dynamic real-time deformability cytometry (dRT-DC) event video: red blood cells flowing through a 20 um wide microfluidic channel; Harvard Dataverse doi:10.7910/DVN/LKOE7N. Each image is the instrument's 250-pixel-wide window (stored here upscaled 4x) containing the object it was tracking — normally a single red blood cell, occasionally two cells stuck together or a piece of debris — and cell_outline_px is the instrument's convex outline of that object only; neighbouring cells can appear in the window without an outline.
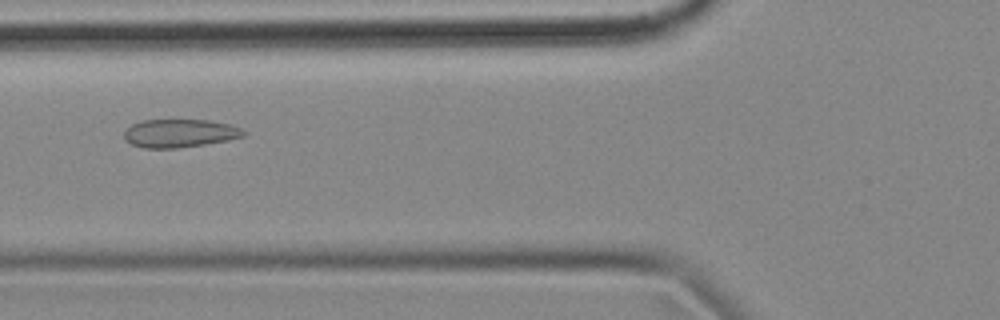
{"species": "common noctule bat (a hibernating species)", "species_latin": "Nyctalus noctula", "temperature_condition": "cold", "stored_images_in_passage": 42, "camera_frame_rate_fps": 3000, "um_per_image_px": 0.085, "animal": {"sex": "female", "body_mass_g": 18.4}, "frame": {"image": 1, "passage_image": 7, "time_ms": 2.0, "image_size_px": [1000, 320], "cell_outline_px": [[248, 132], [244, 136], [228, 140], [204, 144], [176, 148], [144, 148], [132, 144], [124, 140], [124, 132], [132, 124], [140, 120], [208, 120], [232, 124]], "centroid_in_image_um": [15.29, 11.32], "position_along_channel_um": 110.5, "area_um2": 19.71}}
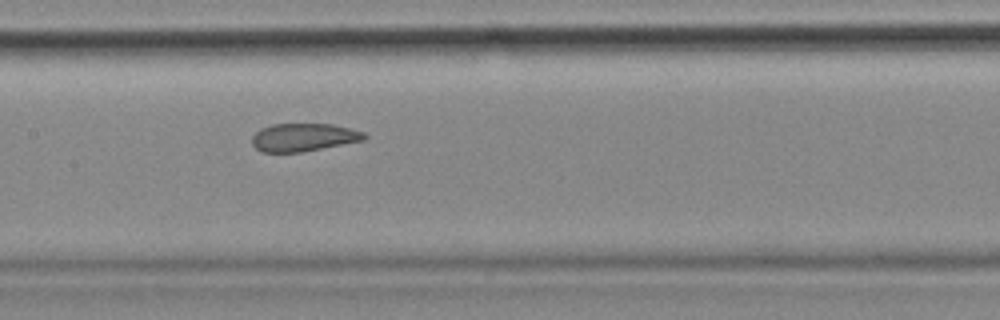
{"frame": {"image": 2, "passage_image": 13, "time_ms": 4.0, "image_size_px": [1000, 320], "cell_outline_px": [[368, 136], [364, 140], [300, 152], [260, 152], [252, 144], [252, 136], [260, 128], [272, 124], [332, 124], [364, 132]], "centroid_in_image_um": [25.77, 11.67], "position_along_channel_um": 181.6, "area_um2": 18.21}}
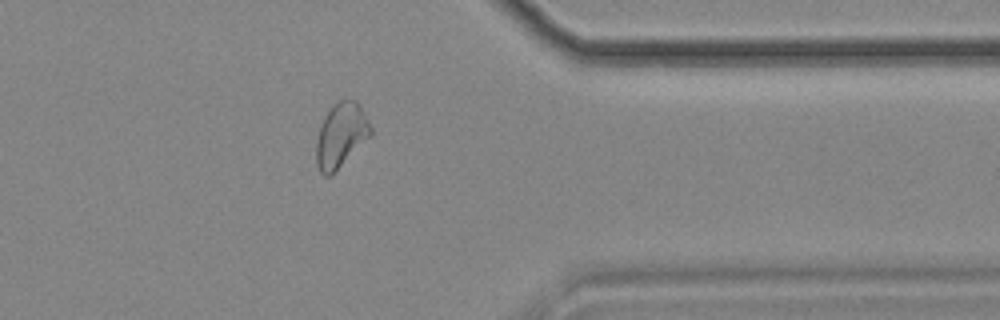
{"frame": {"image": 3, "passage_image": 31, "time_ms": 10.0, "image_size_px": [1000, 320], "cell_outline_px": [[372, 136], [328, 176], [324, 176], [320, 172], [316, 164], [316, 140], [320, 124], [324, 116], [332, 104], [340, 100], [356, 100], [360, 104], [372, 128]], "centroid_in_image_um": [28.98, 11.46], "position_along_channel_um": 382.4, "area_um2": 20.46}, "authors_computed_cell_mechanics": {"area_um2": 19.7098, "velocity_mm_per_s": 3.5588, "shape_relaxation_time_tau1_ms": null, "shape_relaxation_time_tau2_ms": 1.3637, "deformation_change_tau1": null, "deformation_change_tau2": 0.0673}}